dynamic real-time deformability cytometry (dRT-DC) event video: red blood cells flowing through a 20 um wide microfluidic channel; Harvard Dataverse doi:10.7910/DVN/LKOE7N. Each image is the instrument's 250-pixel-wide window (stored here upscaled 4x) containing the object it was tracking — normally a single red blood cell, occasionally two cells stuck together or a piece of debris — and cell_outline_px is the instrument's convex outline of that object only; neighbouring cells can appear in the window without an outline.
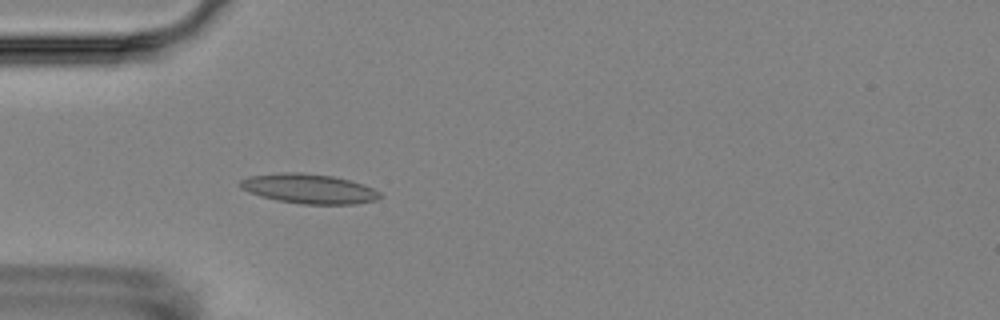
{"species": "Egyptian fruit bat (a non-hibernating species)", "species_latin": "Rousettus aegyptiacus", "temperature_condition": "room temperature", "stored_images_in_passage": 5, "camera_frame_rate_fps": 3000, "um_per_image_px": 0.085, "animal": {"sex": "female"}, "frame": {"image": 1, "passage_image": 5, "time_ms": 4.333, "image_size_px": [1000, 320], "cell_outline_px": [[384, 196], [376, 200], [356, 204], [300, 204], [276, 200], [260, 196], [248, 192], [240, 188], [236, 184], [240, 180], [248, 176], [280, 172], [300, 172], [332, 176], [364, 184], [380, 192]], "centroid_in_image_um": [26.22, 16.04], "position_along_channel_um": 58.8, "area_um2": 24.45}}